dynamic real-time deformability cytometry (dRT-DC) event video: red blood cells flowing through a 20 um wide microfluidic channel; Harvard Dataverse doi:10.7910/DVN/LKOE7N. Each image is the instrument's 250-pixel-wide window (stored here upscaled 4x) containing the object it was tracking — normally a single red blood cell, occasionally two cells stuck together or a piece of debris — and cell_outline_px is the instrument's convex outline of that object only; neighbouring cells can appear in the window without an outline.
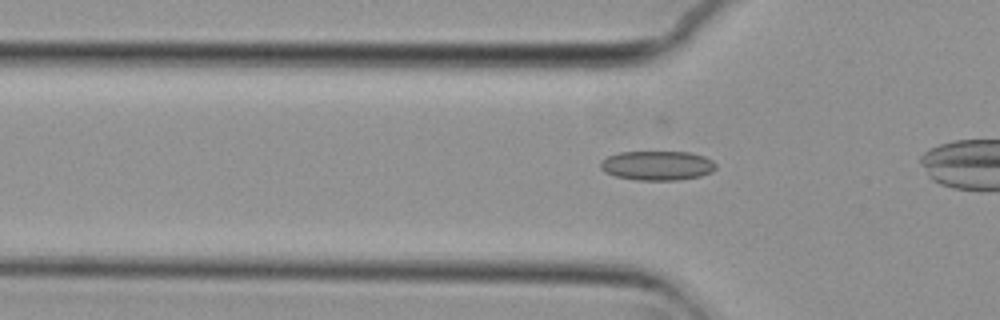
{"species": "common noctule bat (a hibernating species)", "species_latin": "Nyctalus noctula", "temperature_condition": "cold", "stored_images_in_passage": 38, "camera_frame_rate_fps": 3000, "um_per_image_px": 0.085, "animal": {"sex": "female", "body_mass_g": 29.2, "forearm_length_mm": 56.3}, "frame": {"image": 1, "passage_image": 12, "time_ms": 3.667, "image_size_px": [1000, 320], "cell_outline_px": [[716, 168], [712, 172], [700, 176], [680, 180], [636, 180], [616, 176], [604, 172], [600, 168], [600, 160], [608, 156], [620, 152], [692, 152], [704, 156], [712, 160], [716, 164]], "centroid_in_image_um": [55.87, 14.07], "position_along_channel_um": 69.9, "area_um2": 19.94}}
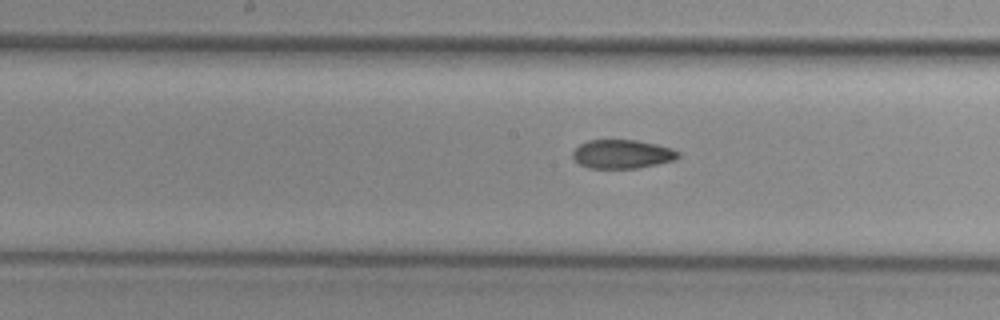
{"frame": {"image": 2, "passage_image": 22, "time_ms": 7.0, "image_size_px": [1000, 320], "cell_outline_px": [[680, 156], [676, 160], [636, 168], [588, 168], [580, 164], [572, 156], [572, 152], [580, 144], [588, 140], [636, 140], [656, 144], [672, 148], [680, 152]], "centroid_in_image_um": [52.91, 13.09], "position_along_channel_um": 195.3, "area_um2": 17.69}}
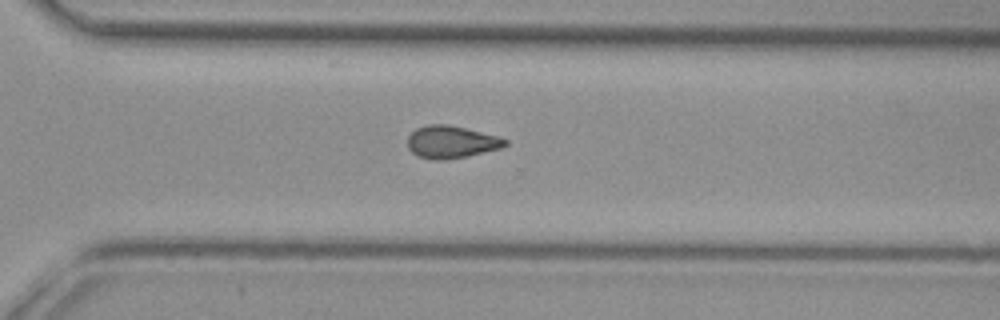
{"frame": {"image": 3, "passage_image": 33, "time_ms": 10.667, "image_size_px": [1000, 320], "cell_outline_px": [[508, 144], [500, 148], [468, 156], [444, 160], [432, 160], [416, 156], [408, 148], [408, 136], [416, 128], [428, 124], [448, 124], [500, 136], [508, 140]], "centroid_in_image_um": [38.36, 12.07], "position_along_channel_um": 332.2, "area_um2": 18.61}}